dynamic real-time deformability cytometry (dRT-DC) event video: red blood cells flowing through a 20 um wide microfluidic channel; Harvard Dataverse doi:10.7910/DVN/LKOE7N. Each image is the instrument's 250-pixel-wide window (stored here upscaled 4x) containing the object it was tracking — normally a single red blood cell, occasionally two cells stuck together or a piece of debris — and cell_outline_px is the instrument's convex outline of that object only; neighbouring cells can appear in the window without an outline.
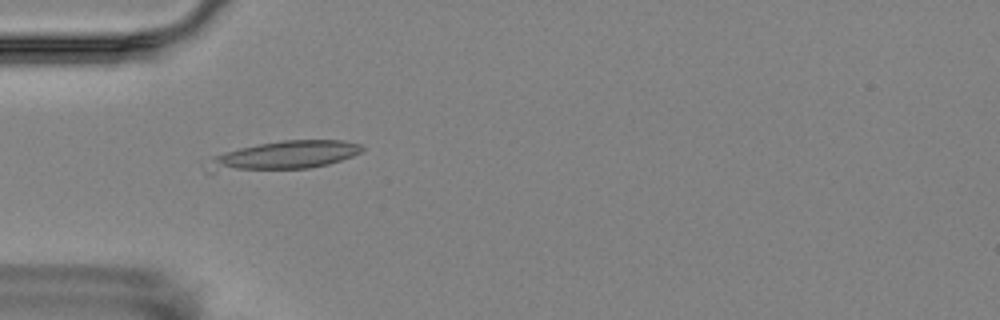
{"species": "Egyptian fruit bat (a non-hibernating species)", "species_latin": "Rousettus aegyptiacus", "temperature_condition": "room temperature", "stored_images_in_passage": 7, "camera_frame_rate_fps": 3000, "um_per_image_px": 0.085, "animal": {"sex": "female"}, "frame": {"image": 1, "passage_image": 2, "time_ms": 1.333, "image_size_px": [1000, 320], "cell_outline_px": [[364, 148], [360, 152], [352, 156], [328, 164], [308, 168], [216, 172], [204, 172], [212, 156], [224, 152], [240, 148], [280, 140], [344, 140], [360, 144]], "centroid_in_image_um": [24.1, 13.22], "position_along_channel_um": 60.9, "area_um2": 25.72}}